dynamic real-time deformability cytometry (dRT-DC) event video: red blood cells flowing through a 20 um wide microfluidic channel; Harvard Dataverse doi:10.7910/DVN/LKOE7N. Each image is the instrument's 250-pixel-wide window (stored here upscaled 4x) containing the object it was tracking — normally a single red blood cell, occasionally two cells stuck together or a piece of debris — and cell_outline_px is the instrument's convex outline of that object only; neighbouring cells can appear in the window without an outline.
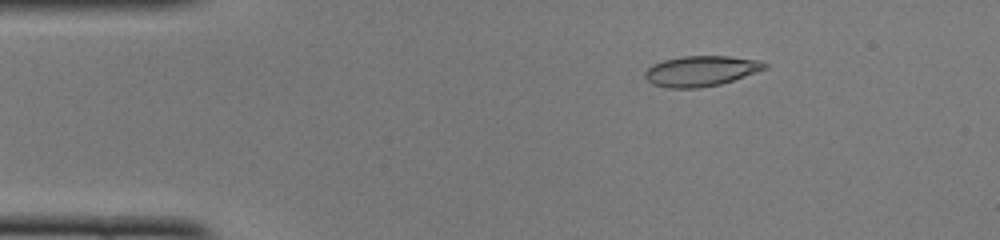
{"species": "common noctule bat (a hibernating species)", "species_latin": "Nyctalus noctula", "temperature_condition": "cold", "stored_images_in_passage": 46, "camera_frame_rate_fps": 3000, "um_per_image_px": 0.085, "animal": {"sex": "female", "body_mass_g": 22.0, "forearm_length_mm": 56.7}, "frame": {"image": 1, "passage_image": 5, "time_ms": 1.333, "image_size_px": [1000, 240], "cell_outline_px": [[768, 68], [720, 84], [700, 88], [668, 88], [652, 84], [644, 76], [644, 72], [652, 64], [664, 60], [684, 56], [728, 56], [760, 60], [768, 64]], "centroid_in_image_um": [59.58, 6.03], "position_along_channel_um": 25.4, "area_um2": 21.21}}
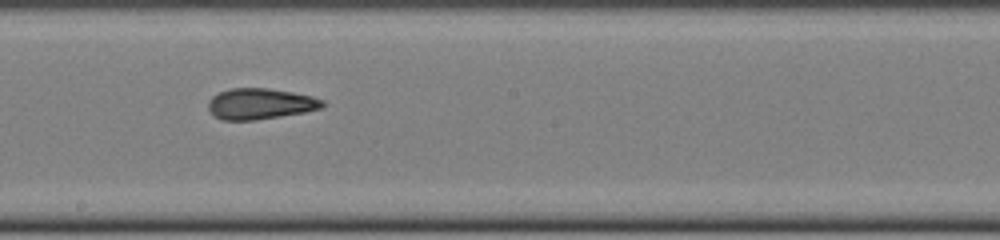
{"frame": {"image": 2, "passage_image": 24, "time_ms": 7.667, "image_size_px": [1000, 240], "cell_outline_px": [[324, 108], [304, 112], [252, 120], [224, 120], [216, 116], [208, 108], [208, 100], [212, 96], [220, 92], [232, 88], [268, 88], [292, 92], [312, 96], [324, 100]], "centroid_in_image_um": [22.14, 8.81], "position_along_channel_um": 226.1, "area_um2": 20.4}}
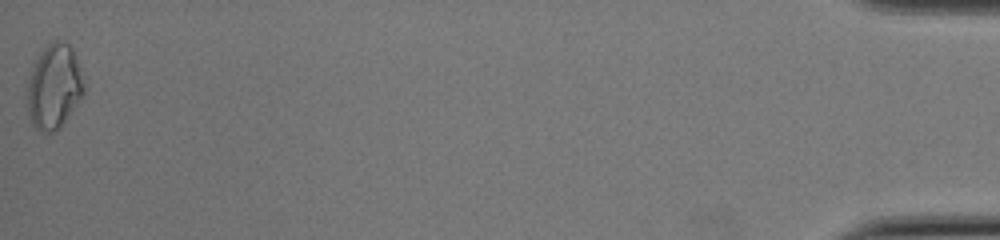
{"frame": {"image": 3, "passage_image": 46, "time_ms": 15.0, "image_size_px": [1000, 240], "cell_outline_px": [[84, 92], [60, 128], [52, 132], [40, 132], [32, 124], [28, 112], [24, 96], [28, 80], [32, 68], [40, 52], [52, 40], [64, 40], [72, 48], [80, 68], [84, 84]], "centroid_in_image_um": [4.55, 7.36], "position_along_channel_um": 430.6, "area_um2": 28.15}, "authors_computed_cell_mechanics": {"area_um2": 20.8658, "velocity_mm_per_s": 4.1082, "shape_relaxation_time_tau1_ms": null, "shape_relaxation_time_tau2_ms": 1.8392, "deformation_change_tau1": null, "deformation_change_tau2": 0.0801}}